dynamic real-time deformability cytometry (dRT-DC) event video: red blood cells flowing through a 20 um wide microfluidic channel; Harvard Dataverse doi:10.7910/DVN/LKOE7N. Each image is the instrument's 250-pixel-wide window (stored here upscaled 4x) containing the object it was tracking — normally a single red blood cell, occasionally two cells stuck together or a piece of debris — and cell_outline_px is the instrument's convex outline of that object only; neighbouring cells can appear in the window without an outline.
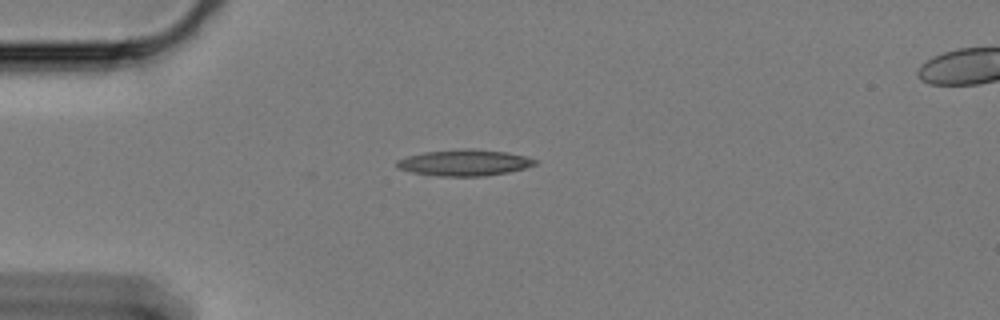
{"species": "Egyptian fruit bat (a non-hibernating species)", "species_latin": "Rousettus aegyptiacus", "temperature_condition": "cold", "stored_images_in_passage": 36, "camera_frame_rate_fps": 3000, "um_per_image_px": 0.085, "animal": {"sex": "female"}, "frame": {"image": 1, "passage_image": 1, "time_ms": 0.0, "image_size_px": [1000, 320], "cell_outline_px": [[540, 160], [536, 164], [524, 168], [508, 172], [484, 176], [440, 176], [412, 172], [396, 168], [396, 160], [408, 156], [424, 152], [460, 148], [472, 148], [504, 152], [524, 156]], "centroid_in_image_um": [39.46, 13.82], "position_along_channel_um": 45.5, "area_um2": 21.15}}
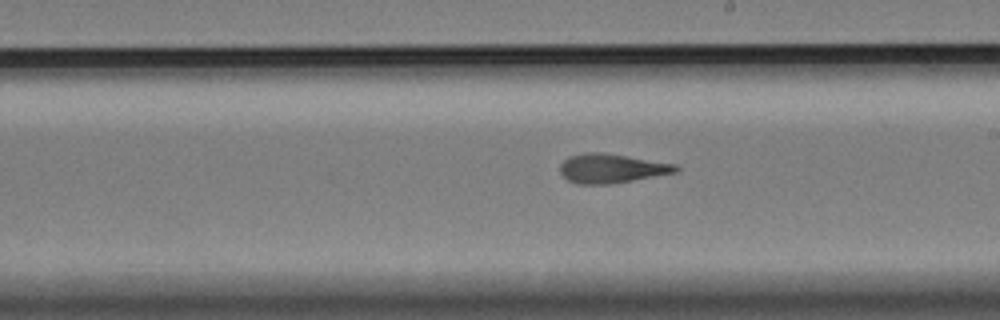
{"frame": {"image": 2, "passage_image": 20, "time_ms": 6.333, "image_size_px": [1000, 320], "cell_outline_px": [[680, 168], [676, 172], [632, 180], [608, 184], [576, 184], [568, 180], [560, 172], [560, 164], [568, 156], [584, 152], [604, 152], [676, 164]], "centroid_in_image_um": [51.94, 14.3], "position_along_channel_um": 237.1, "area_um2": 19.65}}
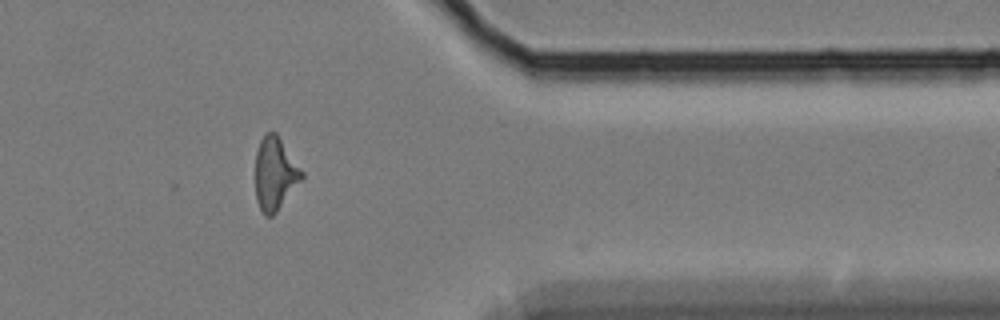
{"frame": {"image": 3, "passage_image": 35, "time_ms": 11.333, "image_size_px": [1000, 320], "cell_outline_px": [[304, 176], [276, 212], [272, 216], [264, 216], [256, 200], [256, 152], [260, 140], [264, 132], [276, 132], [304, 172]], "centroid_in_image_um": [23.37, 14.74], "position_along_channel_um": 388.0, "area_um2": 19.59}, "authors_computed_cell_mechanics": {"area_um2": 19.7965, "velocity_mm_per_s": 3.3142, "shape_relaxation_time_tau1_ms": null, "shape_relaxation_time_tau2_ms": 2.2353, "deformation_change_tau1": null, "deformation_change_tau2": 0.1216}}